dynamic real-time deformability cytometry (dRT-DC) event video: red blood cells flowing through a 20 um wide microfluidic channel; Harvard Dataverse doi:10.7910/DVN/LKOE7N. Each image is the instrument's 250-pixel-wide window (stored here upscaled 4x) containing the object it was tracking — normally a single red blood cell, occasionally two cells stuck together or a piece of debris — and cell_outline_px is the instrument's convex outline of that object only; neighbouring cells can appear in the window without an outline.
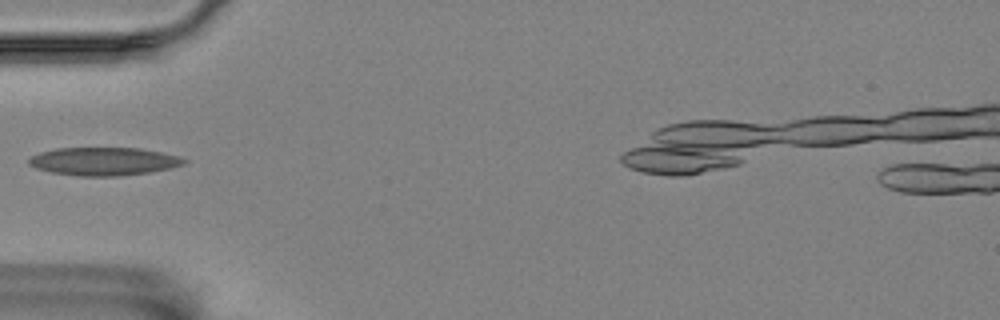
{"species": "Egyptian fruit bat (a non-hibernating species)", "species_latin": "Rousettus aegyptiacus", "temperature_condition": "room temperature", "stored_images_in_passage": 5, "camera_frame_rate_fps": 3000, "um_per_image_px": 0.085, "animal": {"sex": "female"}, "frame": {"image": 1, "passage_image": 5, "time_ms": 5.333, "image_size_px": [1000, 320], "cell_outline_px": [[188, 160], [184, 164], [168, 168], [148, 172], [116, 176], [76, 176], [52, 172], [36, 168], [28, 164], [28, 160], [32, 156], [40, 152], [56, 148], [140, 148], [160, 152], [176, 156]], "centroid_in_image_um": [8.77, 13.71], "position_along_channel_um": 76.2, "area_um2": 25.14}}